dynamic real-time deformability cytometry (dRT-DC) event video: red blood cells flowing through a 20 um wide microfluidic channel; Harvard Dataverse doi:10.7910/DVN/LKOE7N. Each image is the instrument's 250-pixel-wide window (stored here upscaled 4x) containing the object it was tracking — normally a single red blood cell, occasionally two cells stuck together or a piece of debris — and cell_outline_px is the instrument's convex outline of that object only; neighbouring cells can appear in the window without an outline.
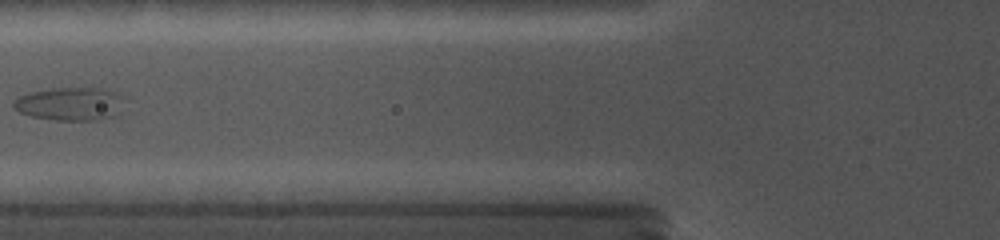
{"species": "common noctule bat (a hibernating species)", "species_latin": "Nyctalus noctula", "temperature_condition": "cold", "stored_images_in_passage": 11, "camera_frame_rate_fps": 5000, "um_per_image_px": 0.085, "animal": {"sex": "female", "body_mass_g": 19.0, "forearm_length_mm": 56.7}, "frame": {"image": 1, "passage_image": 8, "time_ms": 6.8, "image_size_px": [1000, 240], "cell_outline_px": [[120, 116], [100, 120], [56, 120], [32, 116], [20, 112], [12, 108], [12, 100], [20, 96], [32, 92], [52, 88], [104, 88], [120, 96]], "centroid_in_image_um": [5.93, 8.84], "position_along_channel_um": 119.9, "area_um2": 21.39}}
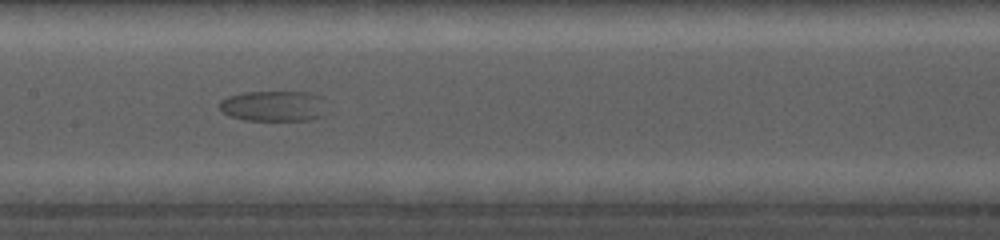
{"frame": {"image": 2, "passage_image": 10, "time_ms": 8.8, "image_size_px": [1000, 240], "cell_outline_px": [[324, 116], [312, 120], [244, 120], [220, 112], [220, 100], [228, 96], [244, 92], [312, 92], [320, 96]], "centroid_in_image_um": [23.22, 9.01], "position_along_channel_um": 184.2, "area_um2": 19.07}}
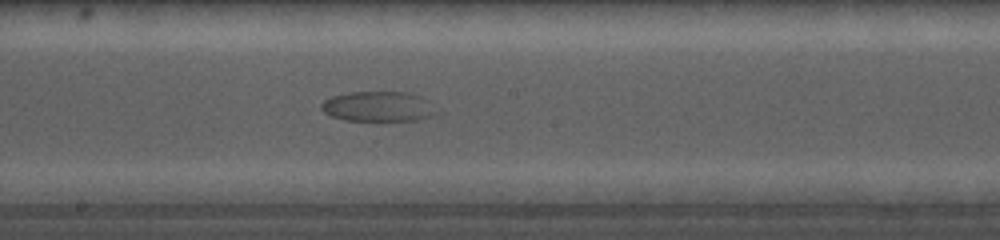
{"frame": {"image": 3, "passage_image": 11, "time_ms": 9.8, "image_size_px": [1000, 240], "cell_outline_px": [[440, 112], [416, 120], [344, 120], [332, 116], [324, 112], [320, 108], [320, 104], [324, 100], [332, 96], [352, 92], [408, 92], [420, 96]], "centroid_in_image_um": [32.12, 9.04], "position_along_channel_um": 216.1, "area_um2": 19.94}}